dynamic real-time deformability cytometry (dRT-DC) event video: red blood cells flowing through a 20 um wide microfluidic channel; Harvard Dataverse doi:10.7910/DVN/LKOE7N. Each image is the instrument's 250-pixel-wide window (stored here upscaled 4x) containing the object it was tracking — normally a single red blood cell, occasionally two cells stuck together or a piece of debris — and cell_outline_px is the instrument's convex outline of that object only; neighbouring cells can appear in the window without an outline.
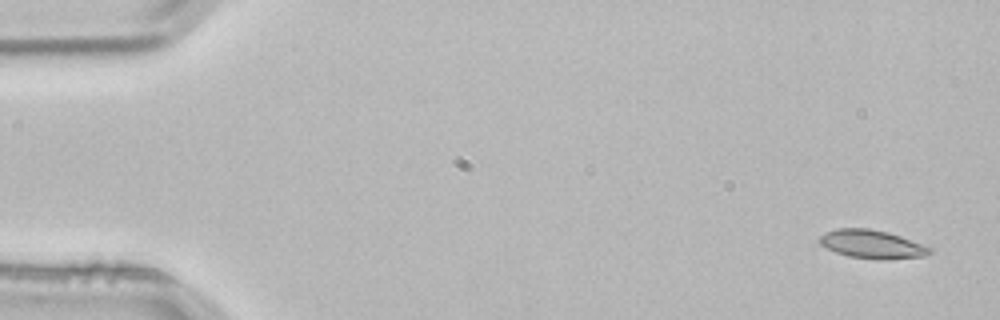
{"species": "common noctule bat (a hibernating species)", "species_latin": "Nyctalus noctula", "temperature_condition": "room temperature", "stored_images_in_passage": 3, "camera_frame_rate_fps": 3000, "um_per_image_px": 0.085, "animal": {"sex": "male", "body_mass_g": 21.5, "forearm_length_mm": 52.0}, "frame": {"image": 1, "passage_image": 1, "time_ms": 0.0, "image_size_px": [1000, 320], "cell_outline_px": [[932, 252], [924, 256], [884, 260], [876, 260], [848, 256], [836, 252], [820, 244], [820, 236], [824, 232], [836, 228], [868, 228], [888, 232], [900, 236], [932, 248]], "centroid_in_image_um": [74.11, 20.76], "position_along_channel_um": 10.9, "area_um2": 18.26}}
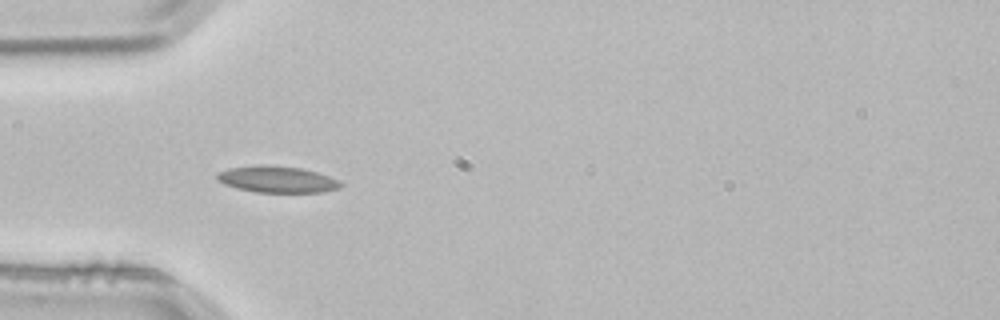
{"frame": {"image": 2, "passage_image": 3, "time_ms": 0.667, "image_size_px": [1000, 320], "cell_outline_px": [[344, 184], [340, 188], [320, 192], [256, 192], [236, 188], [224, 184], [216, 180], [216, 172], [228, 168], [260, 164], [272, 164], [300, 168], [316, 172], [340, 180]], "centroid_in_image_um": [23.52, 15.23], "position_along_channel_um": 61.5, "area_um2": 19.36}}